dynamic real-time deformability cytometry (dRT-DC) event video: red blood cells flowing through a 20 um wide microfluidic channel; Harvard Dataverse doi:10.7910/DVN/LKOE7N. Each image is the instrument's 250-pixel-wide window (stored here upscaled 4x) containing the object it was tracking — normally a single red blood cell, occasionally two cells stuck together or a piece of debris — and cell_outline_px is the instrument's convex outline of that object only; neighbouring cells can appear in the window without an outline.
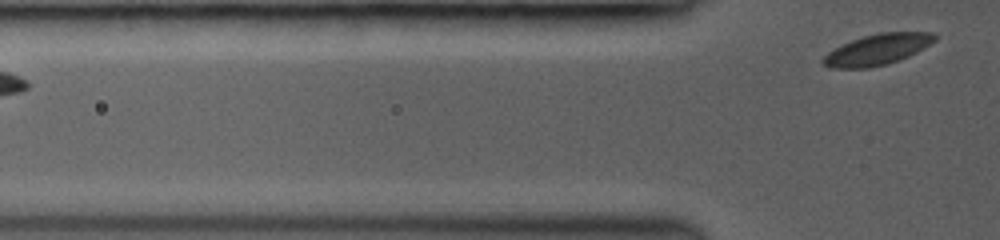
{"species": "common noctule bat (a hibernating species)", "species_latin": "Nyctalus noctula", "temperature_condition": "room temperature", "stored_images_in_passage": 2, "segment_of_instrument_passage": [2, 2], "camera_frame_rate_fps": 3000, "um_per_image_px": 0.085, "animal": {"sex": "female", "body_mass_g": 19.0, "forearm_length_mm": 53.3}, "frame": {"image": 1, "passage_image": 2, "time_ms": 1.333, "image_size_px": [1000, 240], "cell_outline_px": [[940, 36], [936, 40], [924, 48], [908, 56], [888, 64], [868, 68], [832, 68], [824, 64], [820, 60], [828, 52], [852, 40], [864, 36], [880, 32], [936, 32]], "centroid_in_image_um": [74.63, 4.2], "position_along_channel_um": 51.2, "area_um2": 20.06}}